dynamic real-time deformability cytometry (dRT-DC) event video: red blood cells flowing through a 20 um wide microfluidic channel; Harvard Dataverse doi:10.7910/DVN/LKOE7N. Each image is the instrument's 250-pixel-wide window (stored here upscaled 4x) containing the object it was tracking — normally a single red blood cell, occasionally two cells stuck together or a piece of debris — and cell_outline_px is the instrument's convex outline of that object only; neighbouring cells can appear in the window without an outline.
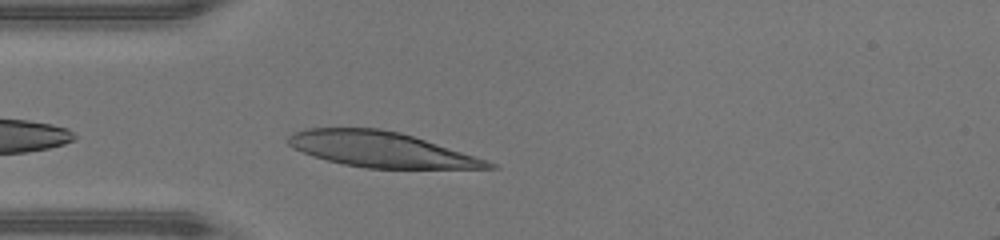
{"species": "human", "species_latin": "Homo sapiens", "temperature_condition": "warm", "stored_images_in_passage": 26, "camera_frame_rate_fps": 3000, "um_per_image_px": 0.085, "donor": {"sex": "male"}, "frame": {"image": 1, "passage_image": 2, "time_ms": 0.333, "image_size_px": [1000, 240], "cell_outline_px": [[500, 168], [364, 168], [344, 164], [312, 156], [288, 144], [288, 136], [292, 132], [304, 128], [380, 128], [400, 132], [496, 164]], "centroid_in_image_um": [32.29, 12.69], "position_along_channel_um": 52.7, "area_um2": 40.4}}
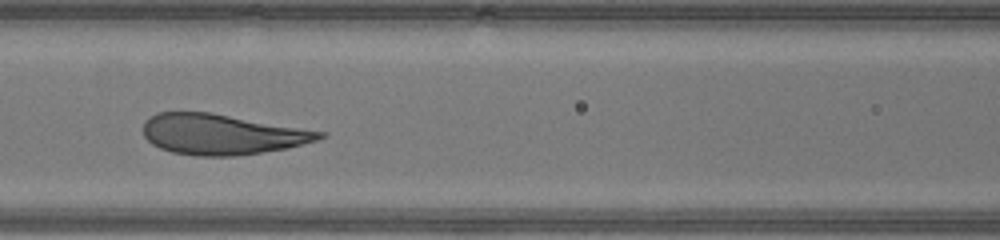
{"frame": {"image": 2, "passage_image": 9, "time_ms": 2.667, "image_size_px": [1000, 240], "cell_outline_px": [[328, 136], [316, 140], [284, 148], [260, 152], [232, 156], [196, 156], [172, 152], [160, 148], [152, 144], [144, 136], [144, 120], [148, 116], [156, 112], [212, 112], [328, 132]], "centroid_in_image_um": [18.84, 11.4], "position_along_channel_um": 147.8, "area_um2": 41.67}}
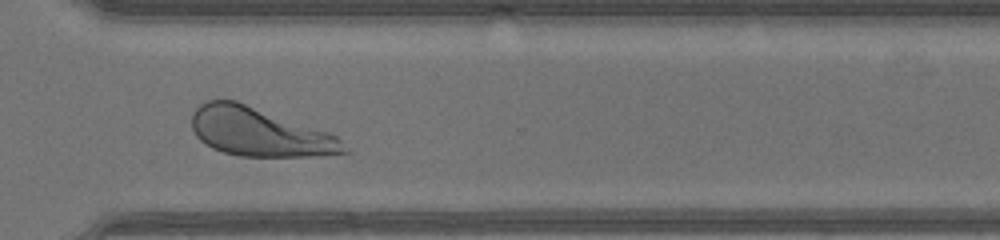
{"frame": {"image": 3, "passage_image": 23, "time_ms": 7.333, "image_size_px": [1000, 240], "cell_outline_px": [[352, 152], [312, 156], [240, 156], [224, 152], [212, 148], [200, 140], [196, 136], [192, 128], [192, 112], [200, 104], [208, 100], [236, 100], [336, 136]], "centroid_in_image_um": [22.0, 11.23], "position_along_channel_um": 348.6, "area_um2": 42.48}, "authors_computed_cell_mechanics": {"area_um2": 42.2229, "velocity_mm_per_s": 4.3176, "shape_relaxation_time_tau1_ms": 2.117, "shape_relaxation_time_tau2_ms": null, "deformation_change_tau1": 0.1621, "deformation_change_tau2": null}}